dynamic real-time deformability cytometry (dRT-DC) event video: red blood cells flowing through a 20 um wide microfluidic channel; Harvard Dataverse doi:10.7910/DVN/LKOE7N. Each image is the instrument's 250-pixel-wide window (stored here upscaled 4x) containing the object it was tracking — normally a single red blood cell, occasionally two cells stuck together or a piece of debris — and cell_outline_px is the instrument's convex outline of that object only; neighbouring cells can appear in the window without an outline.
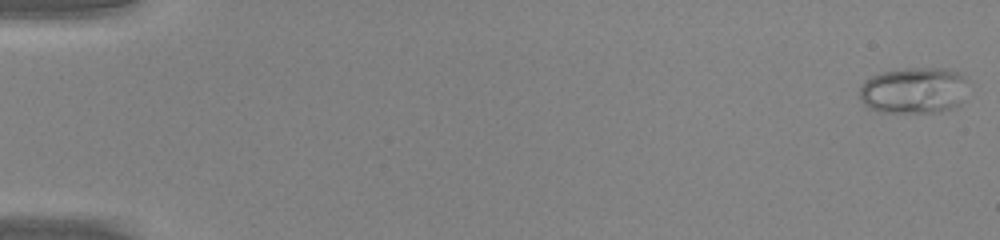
{"species": "common noctule bat (a hibernating species)", "species_latin": "Nyctalus noctula", "temperature_condition": "warm", "stored_images_in_passage": 48, "camera_frame_rate_fps": 3000, "um_per_image_px": 0.085, "animal": {"sex": "male", "body_mass_g": 20.0, "forearm_length_mm": 53.3}, "frame": {"image": 1, "passage_image": 1, "time_ms": 0.0, "image_size_px": [1000, 240], "cell_outline_px": [[972, 84], [964, 100], [960, 104], [940, 112], [880, 112], [868, 108], [864, 104], [860, 96], [860, 88], [864, 80], [880, 72], [904, 68], [944, 68], [960, 72]], "centroid_in_image_um": [77.75, 7.67], "position_along_channel_um": 7.2, "area_um2": 30.06}}
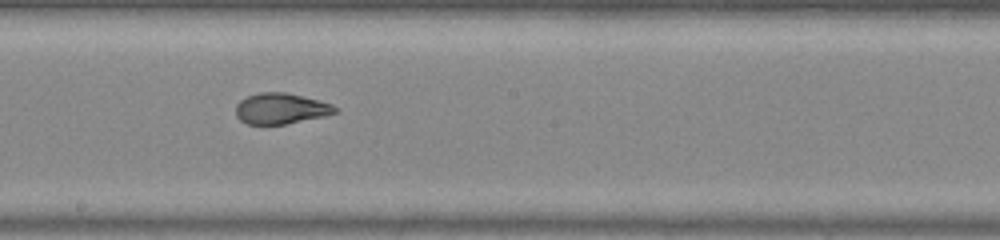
{"frame": {"image": 2, "passage_image": 28, "time_ms": 9.0, "image_size_px": [1000, 240], "cell_outline_px": [[340, 112], [324, 116], [284, 124], [248, 124], [240, 120], [236, 116], [236, 104], [240, 100], [248, 96], [260, 92], [284, 92], [320, 100], [332, 104], [340, 108]], "centroid_in_image_um": [23.91, 9.22], "position_along_channel_um": 224.3, "area_um2": 17.92}}
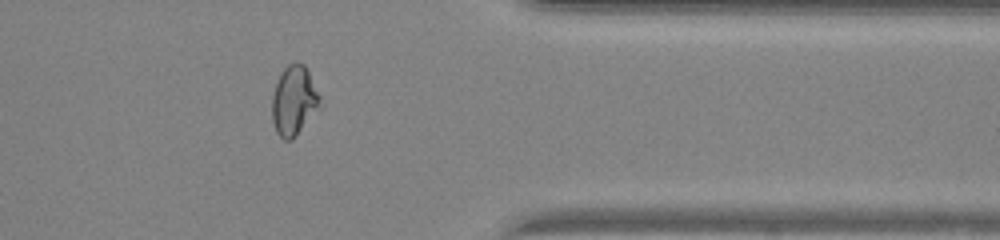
{"frame": {"image": 3, "passage_image": 40, "time_ms": 13.0, "image_size_px": [1000, 240], "cell_outline_px": [[324, 104], [292, 140], [284, 140], [276, 132], [272, 120], [272, 96], [280, 72], [288, 64], [304, 64]], "centroid_in_image_um": [25.0, 8.59], "position_along_channel_um": 386.4, "area_um2": 19.48}, "authors_computed_cell_mechanics": {"area_um2": 20.23, "velocity_mm_per_s": 4.3183, "shape_relaxation_time_tau1_ms": null, "shape_relaxation_time_tau2_ms": 0.831, "deformation_change_tau1": null, "deformation_change_tau2": 0.0637}}